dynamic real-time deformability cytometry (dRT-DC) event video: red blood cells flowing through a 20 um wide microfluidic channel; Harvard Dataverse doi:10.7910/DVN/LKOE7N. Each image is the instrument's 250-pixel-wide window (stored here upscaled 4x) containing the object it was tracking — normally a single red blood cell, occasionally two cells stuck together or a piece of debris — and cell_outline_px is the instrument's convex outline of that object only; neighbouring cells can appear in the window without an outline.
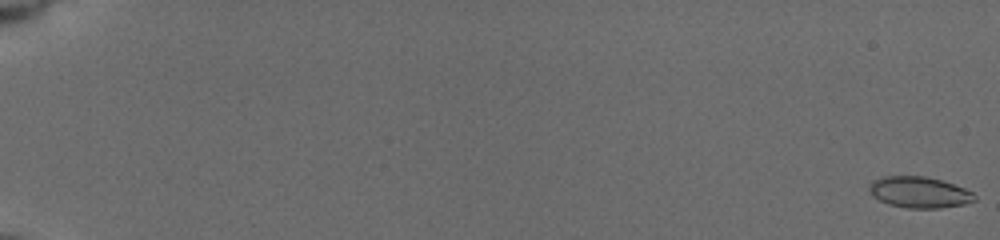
{"species": "common noctule bat (a hibernating species)", "species_latin": "Nyctalus noctula", "temperature_condition": "cold", "stored_images_in_passage": 58, "camera_frame_rate_fps": 3000, "um_per_image_px": 0.085, "animal": {"sex": "female", "body_mass_g": 19.5, "forearm_length_mm": 54.1}, "frame": {"image": 1, "passage_image": 1, "time_ms": 0.0, "image_size_px": [1000, 240], "cell_outline_px": [[976, 200], [964, 204], [940, 208], [908, 208], [888, 204], [872, 196], [868, 192], [868, 184], [872, 180], [884, 176], [924, 176], [940, 180], [964, 188], [972, 192], [976, 196]], "centroid_in_image_um": [78.09, 16.34], "position_along_channel_um": 6.9, "area_um2": 19.19}}
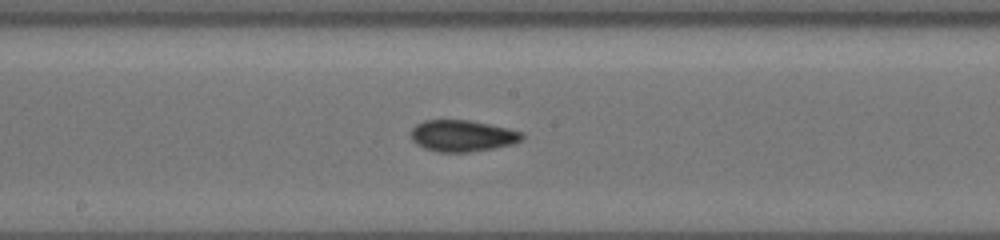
{"frame": {"image": 2, "passage_image": 34, "time_ms": 11.0, "image_size_px": [1000, 240], "cell_outline_px": [[524, 136], [520, 140], [512, 144], [492, 148], [468, 152], [436, 152], [424, 148], [416, 144], [412, 140], [412, 128], [416, 124], [424, 120], [468, 120], [508, 128], [524, 132]], "centroid_in_image_um": [39.28, 11.54], "position_along_channel_um": 208.9, "area_um2": 20.29}}
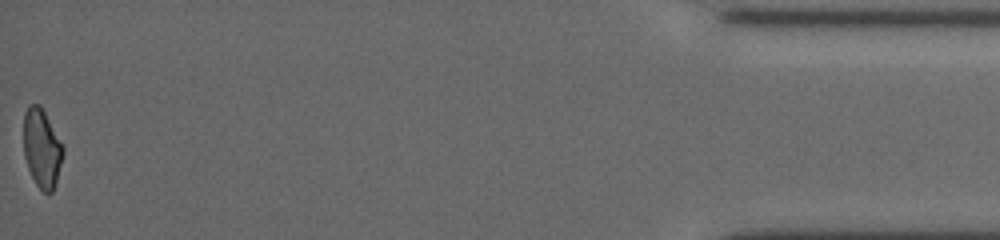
{"frame": {"image": 3, "passage_image": 58, "time_ms": 19.0, "image_size_px": [1000, 240], "cell_outline_px": [[64, 152], [56, 184], [52, 192], [44, 192], [36, 184], [28, 168], [24, 156], [24, 112], [28, 104], [40, 104], [64, 148]], "centroid_in_image_um": [3.55, 12.59], "position_along_channel_um": 431.6, "area_um2": 17.98}, "authors_computed_cell_mechanics": {"area_um2": 19.3919, "velocity_mm_per_s": 3.7651, "shape_relaxation_time_tau1_ms": 10.6092, "shape_relaxation_time_tau2_ms": 2.3628, "deformation_change_tau1": 0.1892, "deformation_change_tau2": 0.0768}}